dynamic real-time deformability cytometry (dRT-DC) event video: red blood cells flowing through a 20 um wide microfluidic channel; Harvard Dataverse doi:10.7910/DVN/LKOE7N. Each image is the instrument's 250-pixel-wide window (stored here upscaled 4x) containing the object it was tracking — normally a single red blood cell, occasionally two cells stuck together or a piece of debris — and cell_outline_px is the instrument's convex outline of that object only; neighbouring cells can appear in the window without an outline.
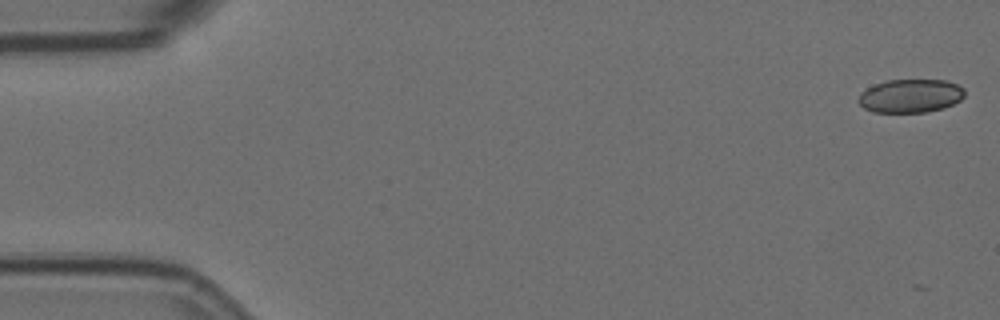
{"species": "Egyptian fruit bat (a non-hibernating species)", "species_latin": "Rousettus aegyptiacus", "temperature_condition": "room temperature", "stored_images_in_passage": 7, "camera_frame_rate_fps": 3000, "um_per_image_px": 0.085, "animal": {"sex": "female"}, "frame": {"image": 1, "passage_image": 1, "time_ms": 0.0, "image_size_px": [1000, 320], "cell_outline_px": [[964, 96], [960, 100], [944, 108], [928, 112], [872, 112], [864, 108], [856, 100], [860, 92], [876, 84], [888, 80], [948, 80], [964, 88]], "centroid_in_image_um": [77.38, 8.15], "position_along_channel_um": 7.6, "area_um2": 20.81}}